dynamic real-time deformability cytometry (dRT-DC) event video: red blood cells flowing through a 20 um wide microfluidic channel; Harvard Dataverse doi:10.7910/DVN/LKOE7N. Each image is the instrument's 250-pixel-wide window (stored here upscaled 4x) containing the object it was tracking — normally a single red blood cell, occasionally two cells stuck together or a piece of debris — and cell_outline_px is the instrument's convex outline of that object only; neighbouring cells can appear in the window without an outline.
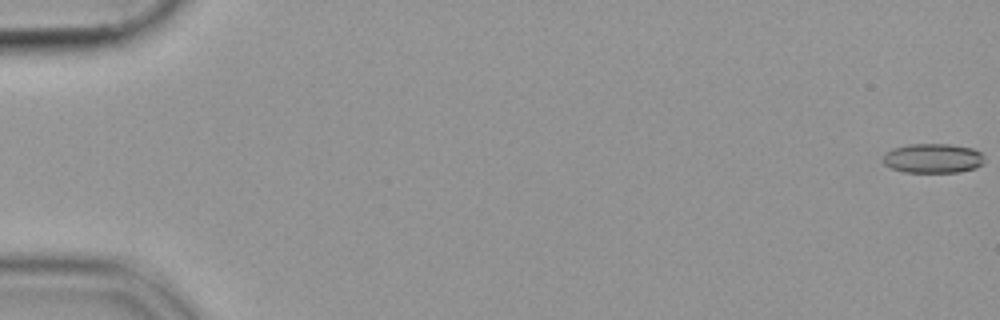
{"species": "common noctule bat (a hibernating species)", "species_latin": "Nyctalus noctula", "temperature_condition": "cold", "stored_images_in_passage": 50, "camera_frame_rate_fps": 3000, "um_per_image_px": 0.085, "animal": {"sex": "female", "body_mass_g": 19.9}, "frame": {"image": 1, "passage_image": 1, "time_ms": 0.0, "image_size_px": [1000, 320], "cell_outline_px": [[984, 164], [976, 168], [960, 172], [904, 172], [892, 168], [884, 164], [880, 160], [884, 152], [892, 148], [912, 144], [948, 144], [972, 148], [980, 152], [984, 156]], "centroid_in_image_um": [79.28, 13.46], "position_along_channel_um": 5.7, "area_um2": 17.69}}
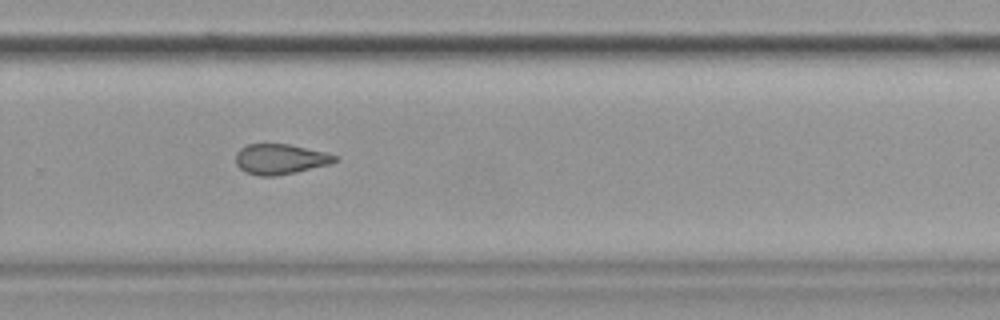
{"frame": {"image": 2, "passage_image": 38, "time_ms": 12.333, "image_size_px": [1000, 320], "cell_outline_px": [[336, 160], [332, 164], [296, 172], [276, 176], [260, 176], [244, 172], [236, 164], [236, 152], [240, 148], [248, 144], [288, 144], [328, 152], [336, 156]], "centroid_in_image_um": [23.82, 13.53], "position_along_channel_um": 306.0, "area_um2": 17.63}}
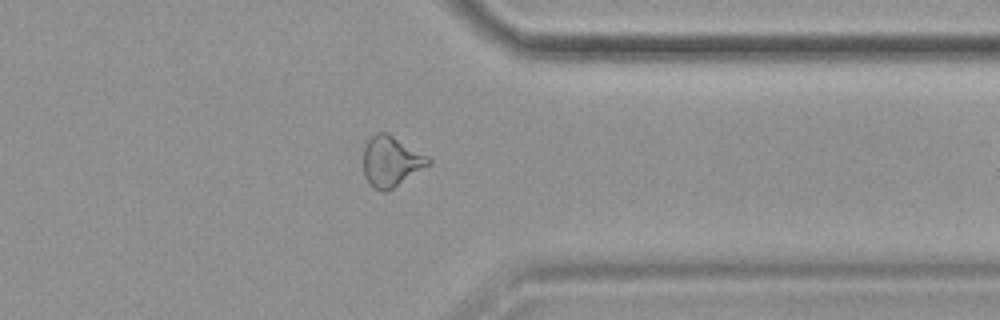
{"frame": {"image": 3, "passage_image": 44, "time_ms": 14.333, "image_size_px": [1000, 320], "cell_outline_px": [[432, 164], [388, 192], [380, 192], [364, 176], [364, 144], [376, 132], [388, 132], [428, 156], [432, 160]], "centroid_in_image_um": [33.28, 13.72], "position_along_channel_um": 378.1, "area_um2": 19.36}}